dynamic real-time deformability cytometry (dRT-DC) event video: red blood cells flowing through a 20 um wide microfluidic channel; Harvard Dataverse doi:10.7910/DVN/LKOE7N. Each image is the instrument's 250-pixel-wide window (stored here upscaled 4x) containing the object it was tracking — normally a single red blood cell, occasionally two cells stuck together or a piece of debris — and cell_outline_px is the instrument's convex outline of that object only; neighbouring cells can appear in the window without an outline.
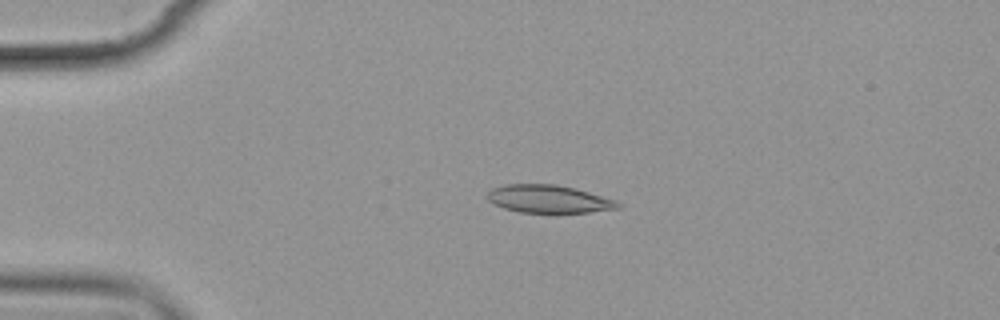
{"species": "common noctule bat (a hibernating species)", "species_latin": "Nyctalus noctula", "temperature_condition": "cold", "stored_images_in_passage": 2, "camera_frame_rate_fps": 3000, "um_per_image_px": 0.085, "animal": {"sex": "female", "body_mass_g": 19.9}, "frame": {"image": 1, "passage_image": 1, "time_ms": 0.0, "image_size_px": [1000, 320], "cell_outline_px": [[620, 208], [588, 212], [520, 212], [504, 208], [488, 200], [484, 196], [492, 188], [504, 184], [556, 184], [576, 188], [616, 200], [620, 204]], "centroid_in_image_um": [46.62, 16.9], "position_along_channel_um": 38.4, "area_um2": 21.15}}